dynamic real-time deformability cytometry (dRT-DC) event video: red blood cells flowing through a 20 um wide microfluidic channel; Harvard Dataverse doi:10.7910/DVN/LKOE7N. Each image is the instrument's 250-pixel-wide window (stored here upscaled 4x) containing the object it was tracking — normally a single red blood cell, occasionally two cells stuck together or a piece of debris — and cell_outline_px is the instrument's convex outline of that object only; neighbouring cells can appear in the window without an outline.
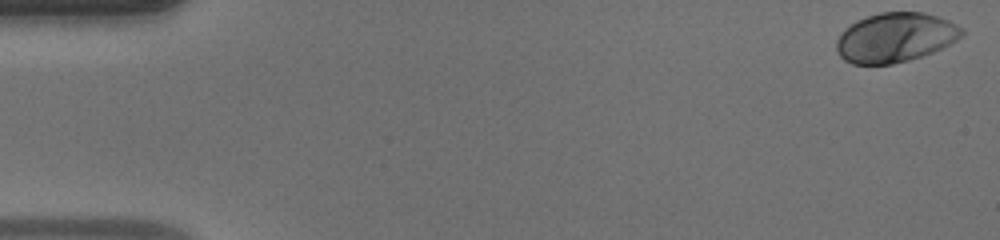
{"species": "human", "species_latin": "Homo sapiens", "temperature_condition": "warm", "stored_images_in_passage": 50, "camera_frame_rate_fps": 3000, "um_per_image_px": 0.085, "donor": {"sex": "male"}, "frame": {"image": 1, "passage_image": 1, "time_ms": 0.0, "image_size_px": [1000, 240], "cell_outline_px": [[964, 36], [932, 52], [908, 60], [892, 64], [852, 64], [844, 60], [840, 56], [836, 48], [836, 40], [840, 32], [844, 28], [856, 20], [880, 12], [924, 12], [948, 20], [964, 28]], "centroid_in_image_um": [76.08, 3.18], "position_along_channel_um": 8.9, "area_um2": 36.18}}
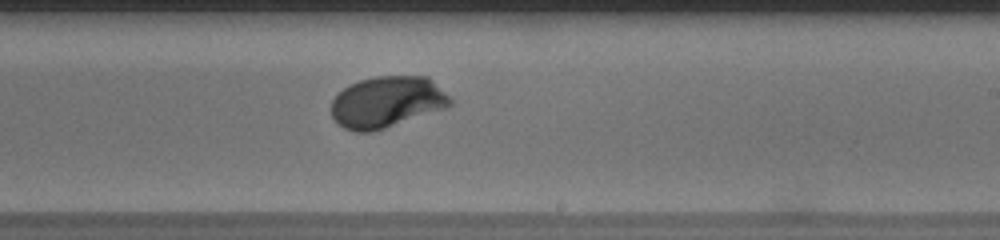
{"frame": {"image": 2, "passage_image": 30, "time_ms": 9.667, "image_size_px": [1000, 240], "cell_outline_px": [[452, 104], [444, 108], [372, 132], [356, 132], [344, 128], [336, 124], [332, 116], [332, 100], [348, 84], [360, 80], [376, 76], [428, 76], [452, 100]], "centroid_in_image_um": [32.85, 8.67], "position_along_channel_um": 256.2, "area_um2": 35.26}}
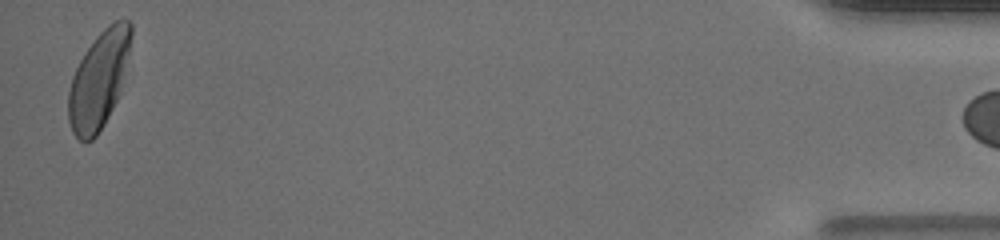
{"frame": {"image": 3, "passage_image": 49, "time_ms": 16.0, "image_size_px": [1000, 240], "cell_outline_px": [[132, 36], [120, 92], [104, 124], [96, 136], [92, 140], [84, 144], [72, 132], [68, 120], [68, 92], [72, 76], [84, 52], [96, 36], [108, 24], [116, 20], [128, 20], [132, 24]], "centroid_in_image_um": [8.38, 6.8], "position_along_channel_um": 426.8, "area_um2": 35.32}}